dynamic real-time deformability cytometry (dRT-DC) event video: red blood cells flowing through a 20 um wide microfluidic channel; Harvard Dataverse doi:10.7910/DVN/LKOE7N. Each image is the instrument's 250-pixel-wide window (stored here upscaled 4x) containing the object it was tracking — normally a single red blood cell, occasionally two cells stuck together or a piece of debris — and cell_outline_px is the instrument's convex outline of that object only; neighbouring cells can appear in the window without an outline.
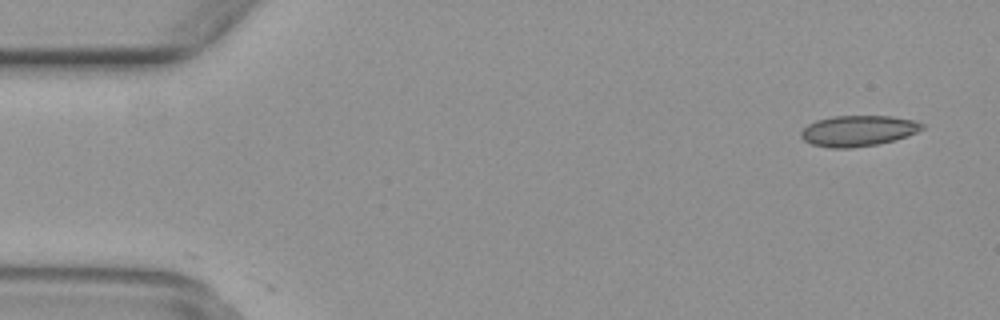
{"species": "common noctule bat (a hibernating species)", "species_latin": "Nyctalus noctula", "temperature_condition": "warm", "stored_images_in_passage": 16, "camera_frame_rate_fps": 3000, "um_per_image_px": 0.085, "animal": {"sex": "female", "body_mass_g": 29.2, "forearm_length_mm": 56.3}, "frame": {"image": 1, "passage_image": 1, "time_ms": 0.0, "image_size_px": [1000, 320], "cell_outline_px": [[924, 128], [908, 136], [896, 140], [876, 144], [852, 148], [828, 148], [812, 144], [804, 140], [800, 136], [800, 132], [808, 124], [816, 120], [832, 116], [892, 116], [912, 120], [924, 124]], "centroid_in_image_um": [72.93, 11.12], "position_along_channel_um": 12.1, "area_um2": 21.79}}
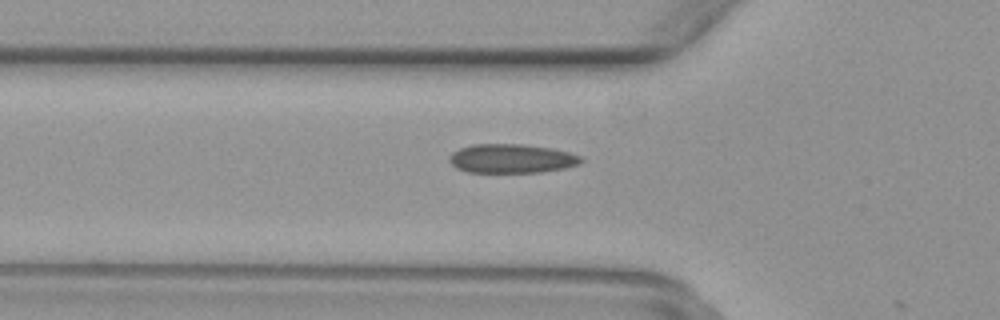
{"frame": {"image": 2, "passage_image": 15, "time_ms": 4.667, "image_size_px": [1000, 320], "cell_outline_px": [[584, 160], [580, 164], [564, 168], [540, 172], [468, 172], [456, 168], [448, 160], [448, 156], [452, 152], [460, 148], [472, 144], [524, 144], [552, 148], [568, 152], [580, 156]], "centroid_in_image_um": [43.47, 13.47], "position_along_channel_um": 82.3, "area_um2": 22.37}}